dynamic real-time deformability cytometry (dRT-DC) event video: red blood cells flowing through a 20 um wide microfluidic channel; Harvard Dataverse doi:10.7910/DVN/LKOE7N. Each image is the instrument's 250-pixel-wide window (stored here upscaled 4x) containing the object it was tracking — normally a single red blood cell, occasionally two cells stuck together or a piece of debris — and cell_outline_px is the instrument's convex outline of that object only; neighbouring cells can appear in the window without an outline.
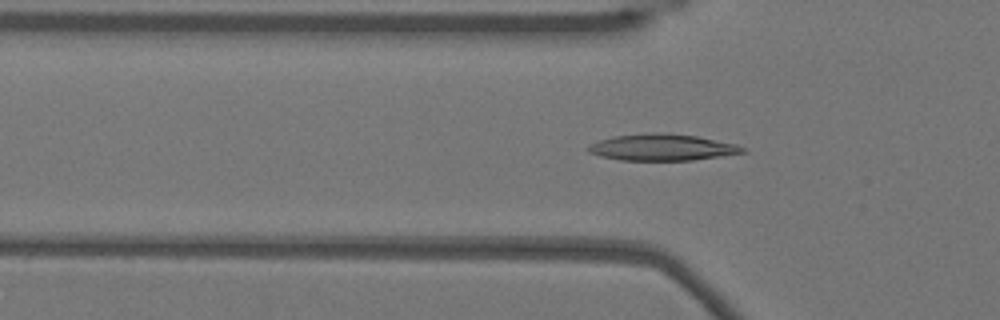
{"species": "Egyptian fruit bat (a non-hibernating species)", "species_latin": "Rousettus aegyptiacus", "temperature_condition": "warm", "stored_images_in_passage": 53, "camera_frame_rate_fps": 3000, "um_per_image_px": 0.085, "animal": {"sex": "female"}, "frame": {"image": 1, "passage_image": 17, "time_ms": 5.333, "image_size_px": [1000, 320], "cell_outline_px": [[748, 152], [692, 160], [620, 160], [600, 156], [588, 152], [584, 148], [588, 144], [612, 136], [652, 132], [696, 136], [736, 144], [744, 148]], "centroid_in_image_um": [56.22, 12.52], "position_along_channel_um": 69.6, "area_um2": 23.81}}
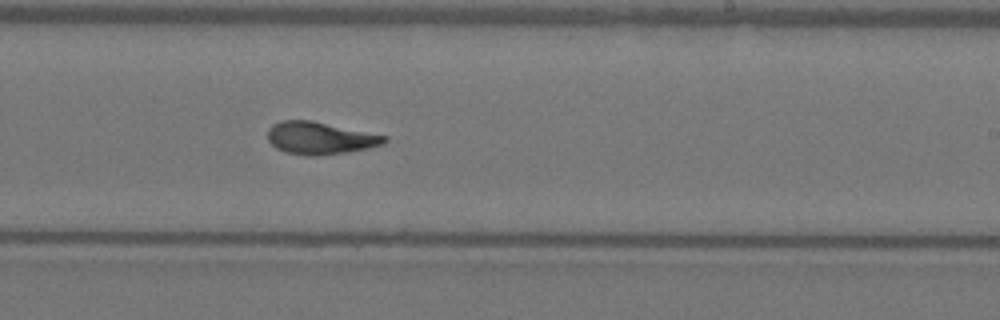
{"frame": {"image": 2, "passage_image": 32, "time_ms": 10.333, "image_size_px": [1000, 320], "cell_outline_px": [[388, 140], [384, 144], [368, 148], [348, 152], [316, 156], [308, 156], [284, 152], [276, 148], [268, 140], [268, 128], [272, 124], [280, 120], [312, 120], [388, 136]], "centroid_in_image_um": [27.2, 11.73], "position_along_channel_um": 261.8, "area_um2": 22.25}}
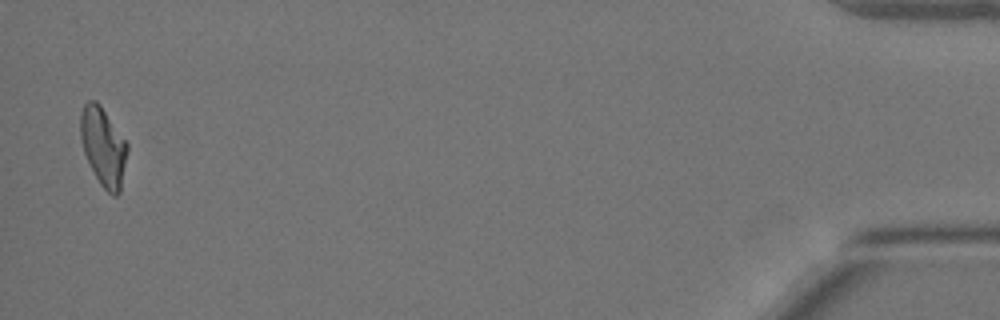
{"frame": {"image": 3, "passage_image": 52, "time_ms": 17.0, "image_size_px": [1000, 320], "cell_outline_px": [[128, 152], [120, 192], [116, 196], [112, 196], [100, 184], [84, 152], [80, 140], [80, 112], [84, 104], [88, 100], [96, 100], [100, 104], [128, 144]], "centroid_in_image_um": [8.78, 12.45], "position_along_channel_um": 426.4, "area_um2": 21.44}, "authors_computed_cell_mechanics": {"area_um2": 22.1952, "velocity_mm_per_s": 3.8279, "shape_relaxation_time_tau1_ms": null, "shape_relaxation_time_tau2_ms": 1.9089, "deformation_change_tau1": null, "deformation_change_tau2": 0.0765}}